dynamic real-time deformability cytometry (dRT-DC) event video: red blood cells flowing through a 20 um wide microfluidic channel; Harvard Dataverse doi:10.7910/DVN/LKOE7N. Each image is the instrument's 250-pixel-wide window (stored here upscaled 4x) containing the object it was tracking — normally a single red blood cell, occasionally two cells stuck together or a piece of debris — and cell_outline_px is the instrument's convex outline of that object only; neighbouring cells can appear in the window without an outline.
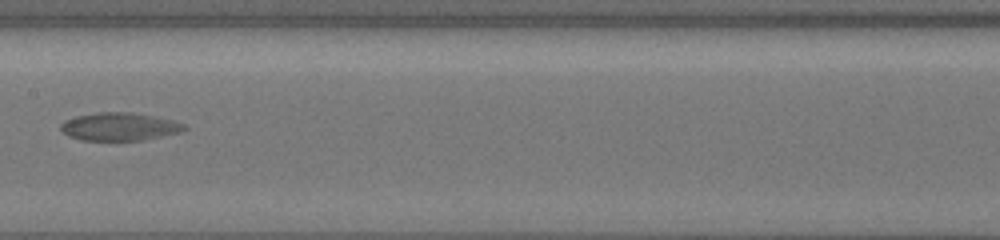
{"species": "common noctule bat (a hibernating species)", "species_latin": "Nyctalus noctula", "temperature_condition": "cold", "stored_images_in_passage": 9, "camera_frame_rate_fps": 3000, "um_per_image_px": 0.085, "animal": {"sex": "female", "body_mass_g": 19.5, "forearm_length_mm": 54.1}, "frame": {"image": 1, "passage_image": 6, "time_ms": 5.0, "image_size_px": [1000, 240], "cell_outline_px": [[188, 128], [180, 132], [144, 140], [80, 140], [68, 136], [60, 128], [60, 124], [64, 120], [76, 116], [96, 112], [132, 112], [172, 120], [184, 124]], "centroid_in_image_um": [10.13, 10.76], "position_along_channel_um": 197.3, "area_um2": 20.11}}
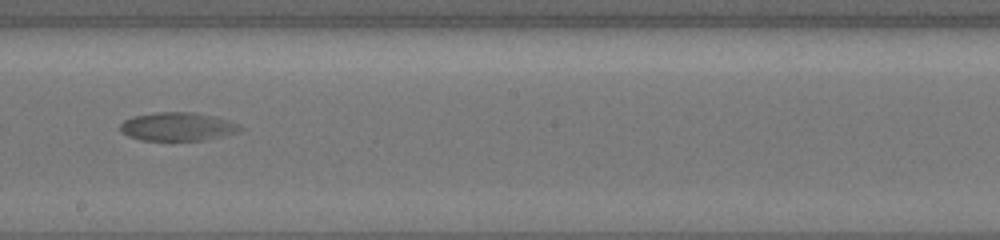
{"frame": {"image": 2, "passage_image": 7, "time_ms": 6.0, "image_size_px": [1000, 240], "cell_outline_px": [[244, 128], [240, 132], [204, 140], [140, 140], [128, 136], [120, 132], [120, 124], [124, 120], [136, 116], [156, 112], [196, 112], [212, 116], [236, 124]], "centroid_in_image_um": [15.06, 10.77], "position_along_channel_um": 233.1, "area_um2": 19.71}}
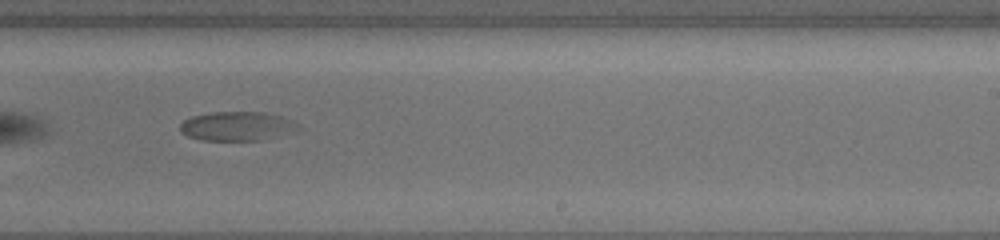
{"frame": {"image": 3, "passage_image": 8, "time_ms": 7.0, "image_size_px": [1000, 240], "cell_outline_px": [[304, 128], [300, 132], [268, 140], [200, 140], [188, 136], [180, 132], [180, 124], [184, 120], [192, 116], [212, 112], [264, 112], [280, 116], [292, 120], [300, 124]], "centroid_in_image_um": [20.28, 10.74], "position_along_channel_um": 268.7, "area_um2": 20.69}}